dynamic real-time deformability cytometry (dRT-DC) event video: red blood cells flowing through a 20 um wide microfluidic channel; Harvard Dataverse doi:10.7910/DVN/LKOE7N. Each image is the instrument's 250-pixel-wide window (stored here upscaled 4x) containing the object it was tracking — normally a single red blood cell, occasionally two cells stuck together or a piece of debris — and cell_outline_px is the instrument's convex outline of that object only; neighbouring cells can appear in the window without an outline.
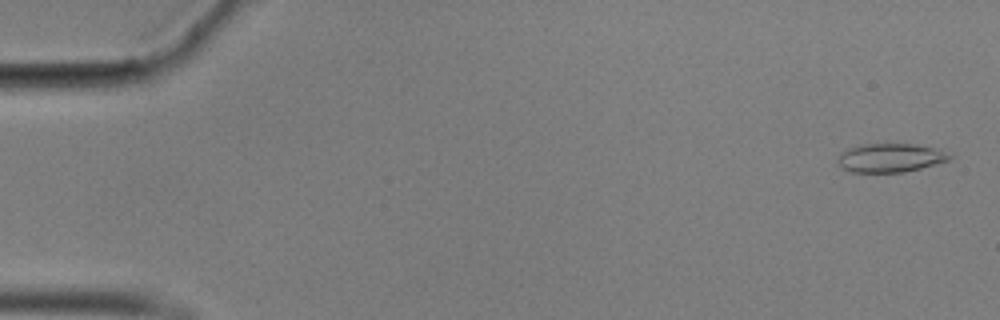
{"species": "common noctule bat (a hibernating species)", "species_latin": "Nyctalus noctula", "temperature_condition": "cold", "stored_images_in_passage": 57, "camera_frame_rate_fps": 3000, "um_per_image_px": 0.085, "animal": {"sex": "male", "body_mass_g": 17.9}, "frame": {"image": 1, "passage_image": 2, "time_ms": 0.333, "image_size_px": [1000, 320], "cell_outline_px": [[952, 156], [948, 160], [920, 168], [904, 172], [852, 172], [844, 168], [836, 160], [840, 152], [848, 148], [864, 144], [912, 144], [932, 148]], "centroid_in_image_um": [75.59, 13.42], "position_along_channel_um": 9.4, "area_um2": 18.26}}
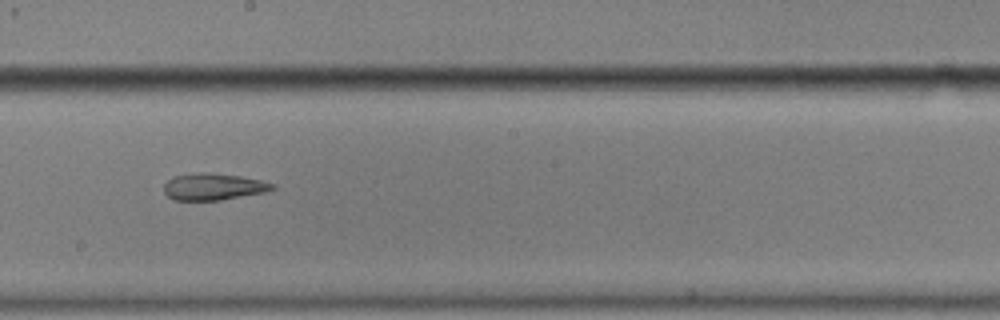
{"frame": {"image": 2, "passage_image": 32, "time_ms": 10.333, "image_size_px": [1000, 320], "cell_outline_px": [[276, 188], [264, 192], [220, 200], [172, 200], [164, 192], [164, 184], [172, 176], [200, 172], [208, 172], [240, 176], [260, 180], [276, 184]], "centroid_in_image_um": [18.12, 15.86], "position_along_channel_um": 230.1, "area_um2": 16.94}}
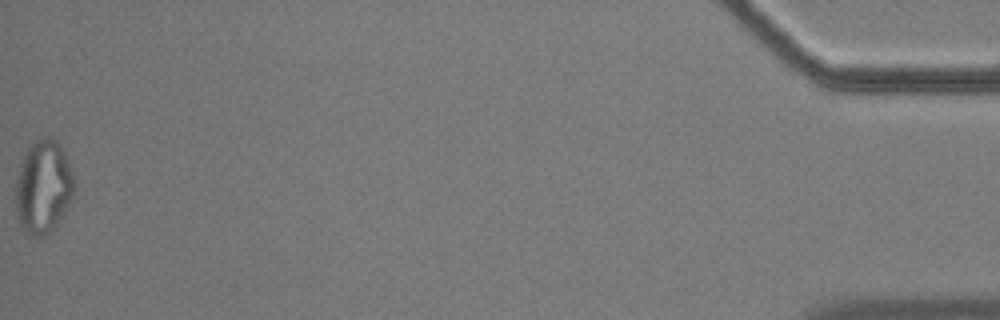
{"frame": {"image": 3, "passage_image": 57, "time_ms": 18.667, "image_size_px": [1000, 320], "cell_outline_px": [[76, 184], [72, 196], [60, 220], [48, 232], [40, 236], [32, 236], [20, 224], [16, 212], [16, 180], [20, 164], [28, 148], [40, 136], [52, 136], [60, 144], [76, 180]], "centroid_in_image_um": [3.69, 15.83], "position_along_channel_um": 431.5, "area_um2": 31.62}, "authors_computed_cell_mechanics": {"area_um2": 18.6116, "velocity_mm_per_s": 3.5514, "shape_relaxation_time_tau1_ms": null, "shape_relaxation_time_tau2_ms": 4.8535, "deformation_change_tau1": null, "deformation_change_tau2": 0.1315}}